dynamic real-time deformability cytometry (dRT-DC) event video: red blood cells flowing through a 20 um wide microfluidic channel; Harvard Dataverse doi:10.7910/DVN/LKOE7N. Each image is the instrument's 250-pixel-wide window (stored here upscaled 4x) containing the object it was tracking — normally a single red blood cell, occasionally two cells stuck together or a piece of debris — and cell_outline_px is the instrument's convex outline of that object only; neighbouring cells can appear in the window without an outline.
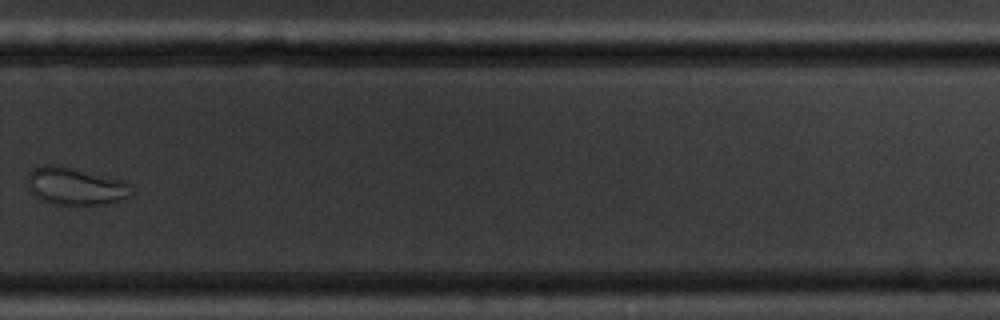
{"species": "common noctule bat (a hibernating species)", "species_latin": "Nyctalus noctula", "temperature_condition": "cold", "stored_images_in_passage": 15, "camera_frame_rate_fps": 3000, "um_per_image_px": 0.085, "animal": {"sex": "male", "body_mass_g": 20.1, "forearm_length_mm": 53.5}, "frame": {"image": 1, "passage_image": 11, "time_ms": 12.667, "image_size_px": [1000, 320], "cell_outline_px": [[132, 192], [128, 196], [104, 204], [56, 204], [44, 200], [36, 196], [32, 192], [28, 184], [28, 172], [44, 164], [60, 164], [120, 180], [128, 184]], "centroid_in_image_um": [6.36, 15.8], "position_along_channel_um": 323.4, "area_um2": 22.14}, "authors_computed_cell_mechanics": {"area_um2": 26.877, "velocity_mm_per_s": 3.505, "shape_relaxation_time_tau1_ms": 1.3166, "shape_relaxation_time_tau2_ms": null, "deformation_change_tau1": 0.2045, "deformation_change_tau2": null}}